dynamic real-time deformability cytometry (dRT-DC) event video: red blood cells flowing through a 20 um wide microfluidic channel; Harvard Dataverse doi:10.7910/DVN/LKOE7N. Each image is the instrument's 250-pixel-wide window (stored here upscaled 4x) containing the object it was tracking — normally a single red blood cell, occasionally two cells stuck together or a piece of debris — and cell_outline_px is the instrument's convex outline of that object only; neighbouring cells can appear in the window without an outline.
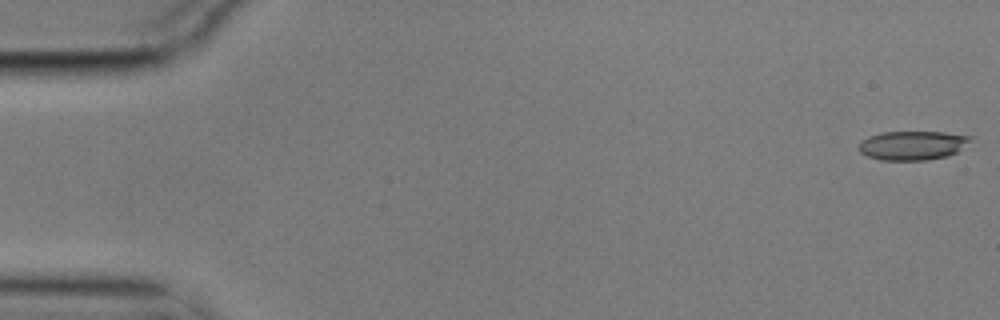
{"species": "common noctule bat (a hibernating species)", "species_latin": "Nyctalus noctula", "temperature_condition": "cold", "stored_images_in_passage": 7, "camera_frame_rate_fps": 3000, "um_per_image_px": 0.085, "animal": {"sex": "male", "body_mass_g": 17.9}, "frame": {"image": 1, "passage_image": 1, "time_ms": 0.0, "image_size_px": [1000, 320], "cell_outline_px": [[972, 140], [956, 152], [948, 156], [928, 160], [880, 160], [868, 156], [860, 152], [860, 140], [868, 136], [880, 132], [944, 132], [972, 136]], "centroid_in_image_um": [77.56, 12.35], "position_along_channel_um": 7.4, "area_um2": 18.96}}
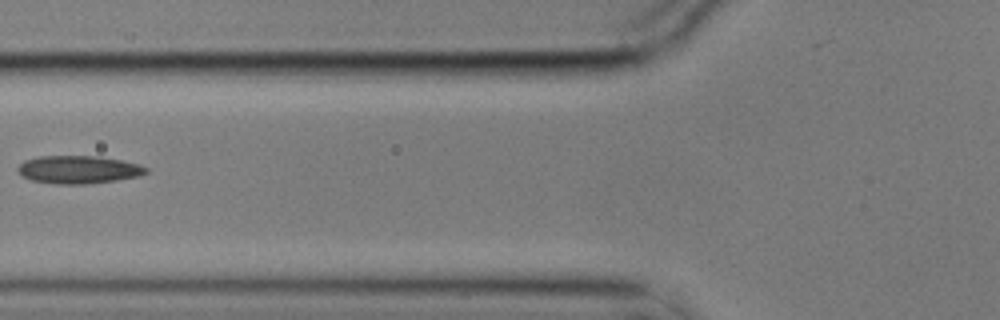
{"frame": {"image": 2, "passage_image": 6, "time_ms": 1.667, "image_size_px": [1000, 320], "cell_outline_px": [[148, 172], [140, 176], [116, 180], [88, 184], [56, 184], [32, 180], [24, 176], [16, 168], [24, 160], [40, 156], [100, 156], [140, 164], [148, 168]], "centroid_in_image_um": [6.71, 14.41], "position_along_channel_um": 119.1, "area_um2": 20.87}}
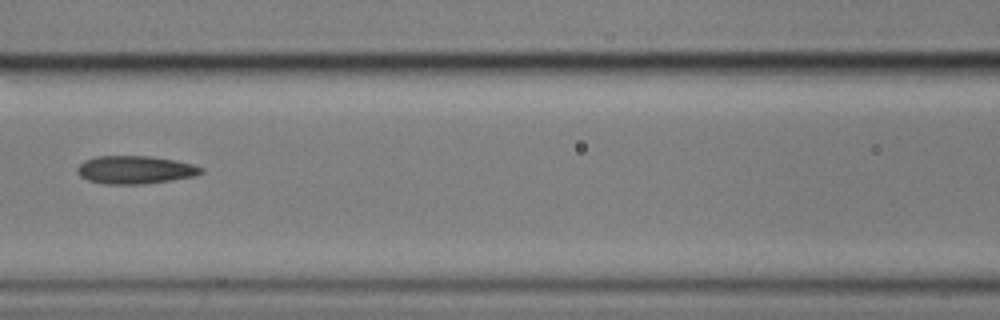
{"frame": {"image": 3, "passage_image": 7, "time_ms": 2.0, "image_size_px": [1000, 320], "cell_outline_px": [[204, 172], [196, 176], [172, 180], [144, 184], [104, 184], [88, 180], [80, 176], [76, 172], [76, 168], [84, 160], [96, 156], [148, 156], [176, 160], [192, 164], [204, 168]], "centroid_in_image_um": [11.49, 14.43], "position_along_channel_um": 155.1, "area_um2": 20.4}}